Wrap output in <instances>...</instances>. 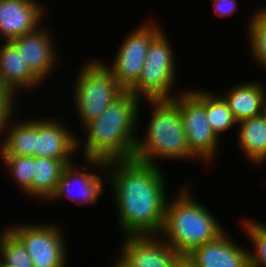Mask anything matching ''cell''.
I'll return each instance as SVG.
<instances>
[{
  "label": "cell",
  "mask_w": 266,
  "mask_h": 267,
  "mask_svg": "<svg viewBox=\"0 0 266 267\" xmlns=\"http://www.w3.org/2000/svg\"><path fill=\"white\" fill-rule=\"evenodd\" d=\"M85 163L89 164L87 168L94 165L106 172L105 177L108 175L119 227L125 236L159 235L168 202L166 181L159 166L135 159H85Z\"/></svg>",
  "instance_id": "cell-1"
},
{
  "label": "cell",
  "mask_w": 266,
  "mask_h": 267,
  "mask_svg": "<svg viewBox=\"0 0 266 267\" xmlns=\"http://www.w3.org/2000/svg\"><path fill=\"white\" fill-rule=\"evenodd\" d=\"M140 101L134 94L125 91L98 118L83 127L88 135L84 160L100 159L107 162L133 159L138 138L134 134Z\"/></svg>",
  "instance_id": "cell-2"
},
{
  "label": "cell",
  "mask_w": 266,
  "mask_h": 267,
  "mask_svg": "<svg viewBox=\"0 0 266 267\" xmlns=\"http://www.w3.org/2000/svg\"><path fill=\"white\" fill-rule=\"evenodd\" d=\"M189 191L185 186L173 201L168 200L159 233L180 255L190 254L225 231L215 216L202 203L195 201Z\"/></svg>",
  "instance_id": "cell-3"
},
{
  "label": "cell",
  "mask_w": 266,
  "mask_h": 267,
  "mask_svg": "<svg viewBox=\"0 0 266 267\" xmlns=\"http://www.w3.org/2000/svg\"><path fill=\"white\" fill-rule=\"evenodd\" d=\"M152 109L146 136L137 138L133 159L157 165L159 159H196L189 150L179 106L173 99L146 100Z\"/></svg>",
  "instance_id": "cell-4"
},
{
  "label": "cell",
  "mask_w": 266,
  "mask_h": 267,
  "mask_svg": "<svg viewBox=\"0 0 266 267\" xmlns=\"http://www.w3.org/2000/svg\"><path fill=\"white\" fill-rule=\"evenodd\" d=\"M74 101L82 126L98 118L125 90L115 80L105 62H87L77 75Z\"/></svg>",
  "instance_id": "cell-5"
},
{
  "label": "cell",
  "mask_w": 266,
  "mask_h": 267,
  "mask_svg": "<svg viewBox=\"0 0 266 267\" xmlns=\"http://www.w3.org/2000/svg\"><path fill=\"white\" fill-rule=\"evenodd\" d=\"M173 48L162 30L151 40L140 78L129 90L140 99H173L170 91L176 77ZM175 62V63H174Z\"/></svg>",
  "instance_id": "cell-6"
},
{
  "label": "cell",
  "mask_w": 266,
  "mask_h": 267,
  "mask_svg": "<svg viewBox=\"0 0 266 267\" xmlns=\"http://www.w3.org/2000/svg\"><path fill=\"white\" fill-rule=\"evenodd\" d=\"M173 100L179 106L190 153L197 159L210 162L217 154L219 137L207 120L205 92L188 90L180 92Z\"/></svg>",
  "instance_id": "cell-7"
},
{
  "label": "cell",
  "mask_w": 266,
  "mask_h": 267,
  "mask_svg": "<svg viewBox=\"0 0 266 267\" xmlns=\"http://www.w3.org/2000/svg\"><path fill=\"white\" fill-rule=\"evenodd\" d=\"M10 231L23 243L34 267H65L66 242L56 224H18ZM63 235V236H62Z\"/></svg>",
  "instance_id": "cell-8"
},
{
  "label": "cell",
  "mask_w": 266,
  "mask_h": 267,
  "mask_svg": "<svg viewBox=\"0 0 266 267\" xmlns=\"http://www.w3.org/2000/svg\"><path fill=\"white\" fill-rule=\"evenodd\" d=\"M153 21L135 28L126 35L119 47L114 63L107 68L111 71L115 80L125 90L129 91L140 78L145 63V56L151 40L162 30Z\"/></svg>",
  "instance_id": "cell-9"
},
{
  "label": "cell",
  "mask_w": 266,
  "mask_h": 267,
  "mask_svg": "<svg viewBox=\"0 0 266 267\" xmlns=\"http://www.w3.org/2000/svg\"><path fill=\"white\" fill-rule=\"evenodd\" d=\"M125 237L119 257L128 267H174L181 256L158 235Z\"/></svg>",
  "instance_id": "cell-10"
},
{
  "label": "cell",
  "mask_w": 266,
  "mask_h": 267,
  "mask_svg": "<svg viewBox=\"0 0 266 267\" xmlns=\"http://www.w3.org/2000/svg\"><path fill=\"white\" fill-rule=\"evenodd\" d=\"M35 119V157L62 161L66 166L73 163L72 154L77 152L81 139L56 118ZM65 126V127H64Z\"/></svg>",
  "instance_id": "cell-11"
},
{
  "label": "cell",
  "mask_w": 266,
  "mask_h": 267,
  "mask_svg": "<svg viewBox=\"0 0 266 267\" xmlns=\"http://www.w3.org/2000/svg\"><path fill=\"white\" fill-rule=\"evenodd\" d=\"M44 11V6L35 0H0V36L11 41L35 32Z\"/></svg>",
  "instance_id": "cell-12"
},
{
  "label": "cell",
  "mask_w": 266,
  "mask_h": 267,
  "mask_svg": "<svg viewBox=\"0 0 266 267\" xmlns=\"http://www.w3.org/2000/svg\"><path fill=\"white\" fill-rule=\"evenodd\" d=\"M39 27L35 32L17 37L10 42L21 54L29 69L43 82L57 62L52 35ZM51 71V72H50Z\"/></svg>",
  "instance_id": "cell-13"
},
{
  "label": "cell",
  "mask_w": 266,
  "mask_h": 267,
  "mask_svg": "<svg viewBox=\"0 0 266 267\" xmlns=\"http://www.w3.org/2000/svg\"><path fill=\"white\" fill-rule=\"evenodd\" d=\"M188 255L198 267H249L248 250L239 247L226 231Z\"/></svg>",
  "instance_id": "cell-14"
},
{
  "label": "cell",
  "mask_w": 266,
  "mask_h": 267,
  "mask_svg": "<svg viewBox=\"0 0 266 267\" xmlns=\"http://www.w3.org/2000/svg\"><path fill=\"white\" fill-rule=\"evenodd\" d=\"M76 166L73 162L64 168L57 189L51 199L57 200L60 197L64 198L67 196L68 199L78 205L97 203L104 186V182L102 181L103 175L98 176L95 171H93L94 173L87 171L81 172ZM73 186L78 189V191L76 190V194L74 193L75 188Z\"/></svg>",
  "instance_id": "cell-15"
},
{
  "label": "cell",
  "mask_w": 266,
  "mask_h": 267,
  "mask_svg": "<svg viewBox=\"0 0 266 267\" xmlns=\"http://www.w3.org/2000/svg\"><path fill=\"white\" fill-rule=\"evenodd\" d=\"M3 42L0 46V80L13 97H16L18 89H32L42 84L24 62L16 47L10 41Z\"/></svg>",
  "instance_id": "cell-16"
},
{
  "label": "cell",
  "mask_w": 266,
  "mask_h": 267,
  "mask_svg": "<svg viewBox=\"0 0 266 267\" xmlns=\"http://www.w3.org/2000/svg\"><path fill=\"white\" fill-rule=\"evenodd\" d=\"M12 117L11 114L0 123V133L7 131L0 144V156L35 157V119L13 122Z\"/></svg>",
  "instance_id": "cell-17"
},
{
  "label": "cell",
  "mask_w": 266,
  "mask_h": 267,
  "mask_svg": "<svg viewBox=\"0 0 266 267\" xmlns=\"http://www.w3.org/2000/svg\"><path fill=\"white\" fill-rule=\"evenodd\" d=\"M266 87L259 82H247L230 88L221 96L237 122L261 115Z\"/></svg>",
  "instance_id": "cell-18"
},
{
  "label": "cell",
  "mask_w": 266,
  "mask_h": 267,
  "mask_svg": "<svg viewBox=\"0 0 266 267\" xmlns=\"http://www.w3.org/2000/svg\"><path fill=\"white\" fill-rule=\"evenodd\" d=\"M238 144L244 156L255 165L266 161V121L259 115L237 123Z\"/></svg>",
  "instance_id": "cell-19"
},
{
  "label": "cell",
  "mask_w": 266,
  "mask_h": 267,
  "mask_svg": "<svg viewBox=\"0 0 266 267\" xmlns=\"http://www.w3.org/2000/svg\"><path fill=\"white\" fill-rule=\"evenodd\" d=\"M66 165L60 161L45 157H34V179L32 183V197L35 199L51 200L60 176Z\"/></svg>",
  "instance_id": "cell-20"
},
{
  "label": "cell",
  "mask_w": 266,
  "mask_h": 267,
  "mask_svg": "<svg viewBox=\"0 0 266 267\" xmlns=\"http://www.w3.org/2000/svg\"><path fill=\"white\" fill-rule=\"evenodd\" d=\"M205 111L208 123L218 137L238 123L224 99L211 92H205Z\"/></svg>",
  "instance_id": "cell-21"
},
{
  "label": "cell",
  "mask_w": 266,
  "mask_h": 267,
  "mask_svg": "<svg viewBox=\"0 0 266 267\" xmlns=\"http://www.w3.org/2000/svg\"><path fill=\"white\" fill-rule=\"evenodd\" d=\"M15 184L26 195L32 197V183L34 179V156H0Z\"/></svg>",
  "instance_id": "cell-22"
},
{
  "label": "cell",
  "mask_w": 266,
  "mask_h": 267,
  "mask_svg": "<svg viewBox=\"0 0 266 267\" xmlns=\"http://www.w3.org/2000/svg\"><path fill=\"white\" fill-rule=\"evenodd\" d=\"M243 225L255 249V252L248 250L249 267H266V224L247 219Z\"/></svg>",
  "instance_id": "cell-23"
},
{
  "label": "cell",
  "mask_w": 266,
  "mask_h": 267,
  "mask_svg": "<svg viewBox=\"0 0 266 267\" xmlns=\"http://www.w3.org/2000/svg\"><path fill=\"white\" fill-rule=\"evenodd\" d=\"M248 25L249 48L254 60L266 68V14L260 9L256 12Z\"/></svg>",
  "instance_id": "cell-24"
},
{
  "label": "cell",
  "mask_w": 266,
  "mask_h": 267,
  "mask_svg": "<svg viewBox=\"0 0 266 267\" xmlns=\"http://www.w3.org/2000/svg\"><path fill=\"white\" fill-rule=\"evenodd\" d=\"M0 263L6 267H34L25 246L11 231L2 243Z\"/></svg>",
  "instance_id": "cell-25"
},
{
  "label": "cell",
  "mask_w": 266,
  "mask_h": 267,
  "mask_svg": "<svg viewBox=\"0 0 266 267\" xmlns=\"http://www.w3.org/2000/svg\"><path fill=\"white\" fill-rule=\"evenodd\" d=\"M13 95L5 88L0 80V123L9 115L14 114L15 102Z\"/></svg>",
  "instance_id": "cell-26"
},
{
  "label": "cell",
  "mask_w": 266,
  "mask_h": 267,
  "mask_svg": "<svg viewBox=\"0 0 266 267\" xmlns=\"http://www.w3.org/2000/svg\"><path fill=\"white\" fill-rule=\"evenodd\" d=\"M213 2V8L216 15L220 16H231L236 10H238L236 0H210Z\"/></svg>",
  "instance_id": "cell-27"
},
{
  "label": "cell",
  "mask_w": 266,
  "mask_h": 267,
  "mask_svg": "<svg viewBox=\"0 0 266 267\" xmlns=\"http://www.w3.org/2000/svg\"><path fill=\"white\" fill-rule=\"evenodd\" d=\"M174 267H198L189 255H181Z\"/></svg>",
  "instance_id": "cell-28"
},
{
  "label": "cell",
  "mask_w": 266,
  "mask_h": 267,
  "mask_svg": "<svg viewBox=\"0 0 266 267\" xmlns=\"http://www.w3.org/2000/svg\"><path fill=\"white\" fill-rule=\"evenodd\" d=\"M10 230H11L10 227L9 228L7 227L6 229H4L3 233L1 232V235H0V252H1L2 243L5 239V237L7 236V234L10 232Z\"/></svg>",
  "instance_id": "cell-29"
},
{
  "label": "cell",
  "mask_w": 266,
  "mask_h": 267,
  "mask_svg": "<svg viewBox=\"0 0 266 267\" xmlns=\"http://www.w3.org/2000/svg\"><path fill=\"white\" fill-rule=\"evenodd\" d=\"M261 116L266 121V95H265L264 100H263V103H262Z\"/></svg>",
  "instance_id": "cell-30"
},
{
  "label": "cell",
  "mask_w": 266,
  "mask_h": 267,
  "mask_svg": "<svg viewBox=\"0 0 266 267\" xmlns=\"http://www.w3.org/2000/svg\"><path fill=\"white\" fill-rule=\"evenodd\" d=\"M112 267H128L120 258H118L117 262H115Z\"/></svg>",
  "instance_id": "cell-31"
},
{
  "label": "cell",
  "mask_w": 266,
  "mask_h": 267,
  "mask_svg": "<svg viewBox=\"0 0 266 267\" xmlns=\"http://www.w3.org/2000/svg\"><path fill=\"white\" fill-rule=\"evenodd\" d=\"M262 11L266 14V8L264 9V8H262Z\"/></svg>",
  "instance_id": "cell-32"
}]
</instances>
